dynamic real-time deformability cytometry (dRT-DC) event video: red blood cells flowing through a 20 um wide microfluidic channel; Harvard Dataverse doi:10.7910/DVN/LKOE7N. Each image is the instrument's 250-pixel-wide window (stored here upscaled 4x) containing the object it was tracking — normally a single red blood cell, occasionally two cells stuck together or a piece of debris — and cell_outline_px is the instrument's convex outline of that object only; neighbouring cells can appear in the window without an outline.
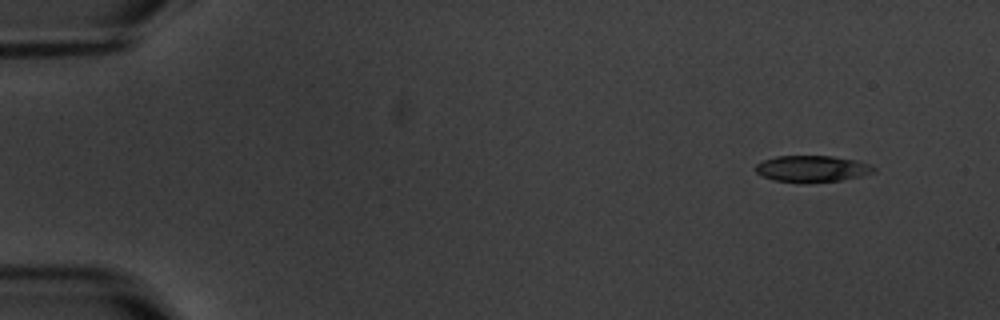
{"species": "common noctule bat (a hibernating species)", "species_latin": "Nyctalus noctula", "temperature_condition": "warm", "stored_images_in_passage": 5, "camera_frame_rate_fps": 3000, "um_per_image_px": 0.085, "animal": {"sex": "male", "body_mass_g": 20.1, "forearm_length_mm": 53.5}, "frame": {"image": 1, "passage_image": 1, "time_ms": 0.0, "image_size_px": [1000, 320], "cell_outline_px": [[876, 172], [860, 176], [840, 180], [808, 184], [804, 184], [772, 180], [756, 172], [756, 164], [764, 160], [776, 156], [832, 156], [856, 160], [868, 164], [876, 168]], "centroid_in_image_um": [69.03, 14.36], "position_along_channel_um": 16.0, "area_um2": 18.44}}
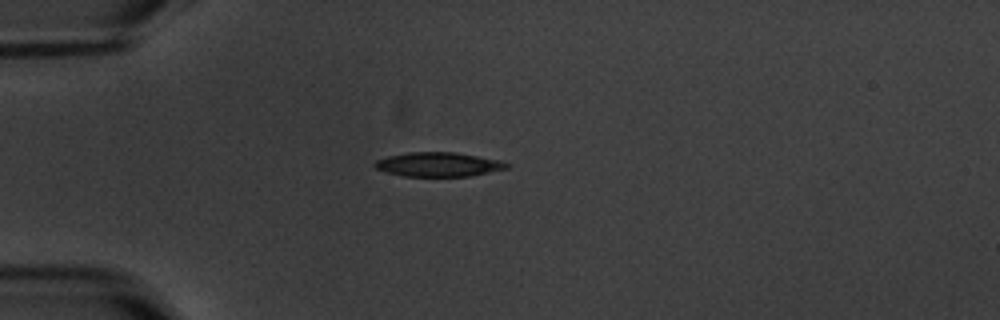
{"frame": {"image": 2, "passage_image": 4, "time_ms": 3.667, "image_size_px": [1000, 320], "cell_outline_px": [[512, 164], [508, 168], [472, 176], [404, 176], [388, 172], [376, 168], [372, 164], [376, 160], [388, 156], [408, 152], [456, 152], [500, 160]], "centroid_in_image_um": [37.3, 13.97], "position_along_channel_um": 47.7, "area_um2": 18.67}}